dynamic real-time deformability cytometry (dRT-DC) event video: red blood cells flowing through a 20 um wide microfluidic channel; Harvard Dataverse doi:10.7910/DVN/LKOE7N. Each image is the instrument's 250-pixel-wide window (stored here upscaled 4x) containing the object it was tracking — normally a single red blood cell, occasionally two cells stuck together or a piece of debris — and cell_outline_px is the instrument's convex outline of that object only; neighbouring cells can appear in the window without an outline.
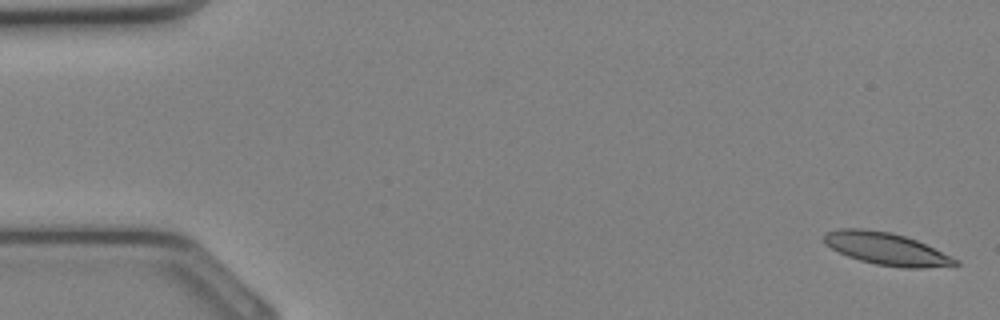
{"species": "Egyptian fruit bat (a non-hibernating species)", "species_latin": "Rousettus aegyptiacus", "temperature_condition": "cold", "stored_images_in_passage": 34, "camera_frame_rate_fps": 3000, "um_per_image_px": 0.085, "animal": {"sex": "female"}, "frame": {"image": 1, "passage_image": 1, "time_ms": 0.0, "image_size_px": [1000, 320], "cell_outline_px": [[960, 264], [956, 268], [904, 268], [876, 264], [860, 260], [848, 256], [824, 244], [824, 232], [840, 228], [864, 228], [892, 232], [916, 240], [960, 260]], "centroid_in_image_um": [75.42, 21.16], "position_along_channel_um": 9.6, "area_um2": 25.14}}
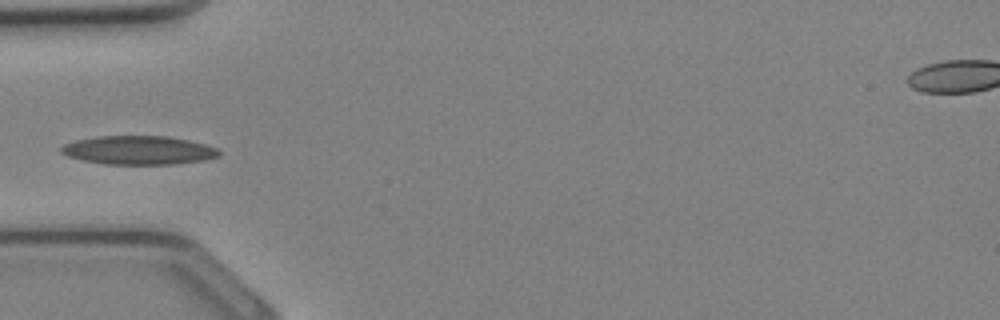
{"frame": {"image": 2, "passage_image": 11, "time_ms": 3.333, "image_size_px": [1000, 320], "cell_outline_px": [[220, 156], [204, 160], [176, 164], [104, 164], [84, 160], [68, 156], [60, 152], [60, 148], [64, 144], [76, 140], [100, 136], [168, 136], [188, 140], [204, 144], [216, 148], [220, 152]], "centroid_in_image_um": [11.79, 12.77], "position_along_channel_um": 73.2, "area_um2": 26.3}}
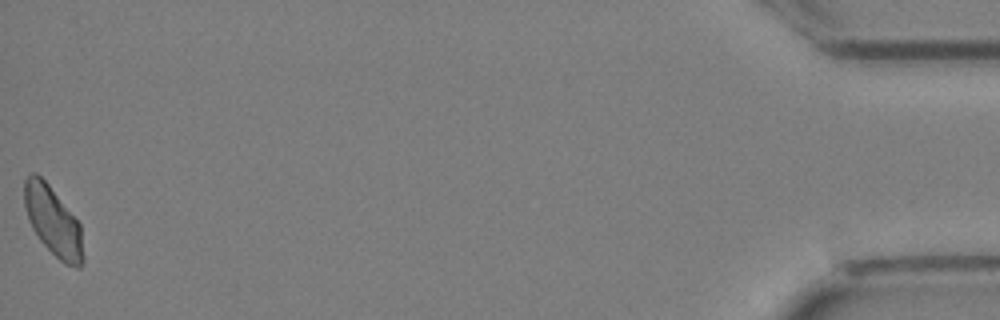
{"frame": {"image": 3, "passage_image": 34, "time_ms": 11.0, "image_size_px": [1000, 320], "cell_outline_px": [[84, 260], [80, 268], [76, 268], [64, 264], [40, 240], [32, 228], [28, 220], [24, 204], [24, 180], [32, 172], [36, 172], [48, 184], [80, 224], [84, 256]], "centroid_in_image_um": [4.51, 18.83], "position_along_channel_um": 430.7, "area_um2": 23.58}}